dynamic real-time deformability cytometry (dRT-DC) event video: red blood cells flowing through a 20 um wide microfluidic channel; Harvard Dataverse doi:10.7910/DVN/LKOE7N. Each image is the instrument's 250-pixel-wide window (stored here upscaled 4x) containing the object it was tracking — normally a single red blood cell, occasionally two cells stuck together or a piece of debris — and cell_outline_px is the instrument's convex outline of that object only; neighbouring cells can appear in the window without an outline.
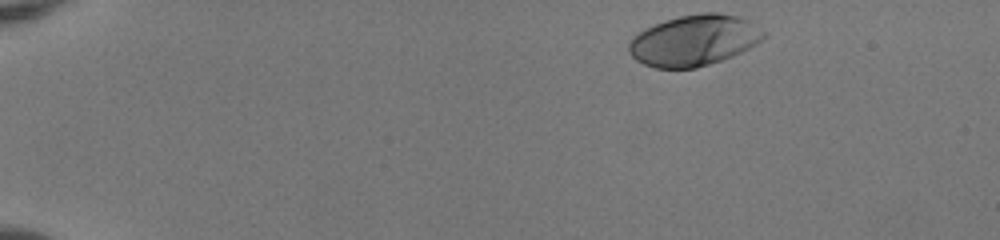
{"species": "human", "species_latin": "Homo sapiens", "temperature_condition": "room temperature", "stored_images_in_passage": 45, "camera_frame_rate_fps": 3000, "um_per_image_px": 0.085, "donor": {"sex": "female"}, "frame": {"image": 1, "passage_image": 1, "time_ms": 0.0, "image_size_px": [1000, 240], "cell_outline_px": [[764, 36], [756, 44], [732, 56], [696, 68], [656, 68], [644, 64], [636, 60], [628, 52], [628, 40], [632, 36], [644, 28], [664, 20], [680, 16], [704, 12], [720, 12], [736, 16], [748, 20], [764, 32]], "centroid_in_image_um": [58.93, 3.43], "position_along_channel_um": 26.1, "area_um2": 39.88}}
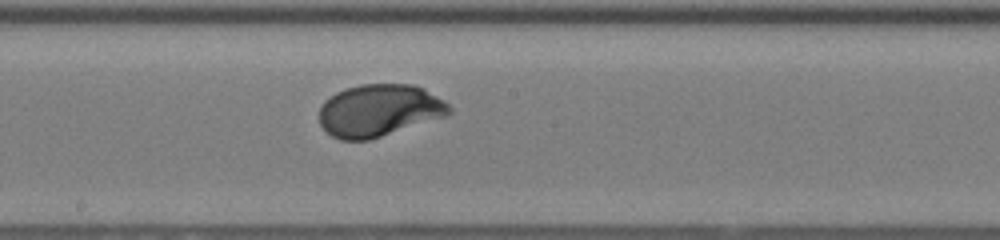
{"frame": {"image": 2, "passage_image": 24, "time_ms": 7.667, "image_size_px": [1000, 240], "cell_outline_px": [[452, 112], [448, 116], [368, 140], [340, 140], [332, 136], [320, 124], [320, 108], [324, 100], [336, 92], [360, 84], [412, 84], [424, 88], [444, 100], [452, 108]], "centroid_in_image_um": [32.25, 9.38], "position_along_channel_um": 215.9, "area_um2": 39.65}}
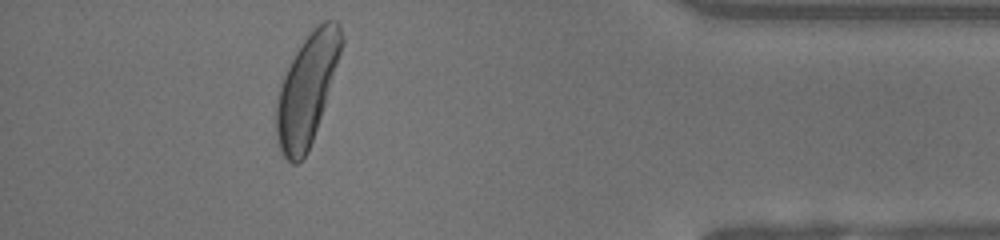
{"frame": {"image": 3, "passage_image": 41, "time_ms": 13.333, "image_size_px": [1000, 240], "cell_outline_px": [[344, 40], [324, 104], [308, 152], [296, 164], [292, 164], [284, 156], [276, 140], [276, 104], [280, 84], [296, 52], [304, 40], [324, 20], [336, 20], [340, 24], [344, 36]], "centroid_in_image_um": [26.08, 7.6], "position_along_channel_um": 409.1, "area_um2": 40.63}, "authors_computed_cell_mechanics": {"area_um2": 38.7838, "velocity_mm_per_s": 3.9995, "shape_relaxation_time_tau1_ms": 2.0693, "shape_relaxation_time_tau2_ms": null, "deformation_change_tau1": 0.1713, "deformation_change_tau2": null}}